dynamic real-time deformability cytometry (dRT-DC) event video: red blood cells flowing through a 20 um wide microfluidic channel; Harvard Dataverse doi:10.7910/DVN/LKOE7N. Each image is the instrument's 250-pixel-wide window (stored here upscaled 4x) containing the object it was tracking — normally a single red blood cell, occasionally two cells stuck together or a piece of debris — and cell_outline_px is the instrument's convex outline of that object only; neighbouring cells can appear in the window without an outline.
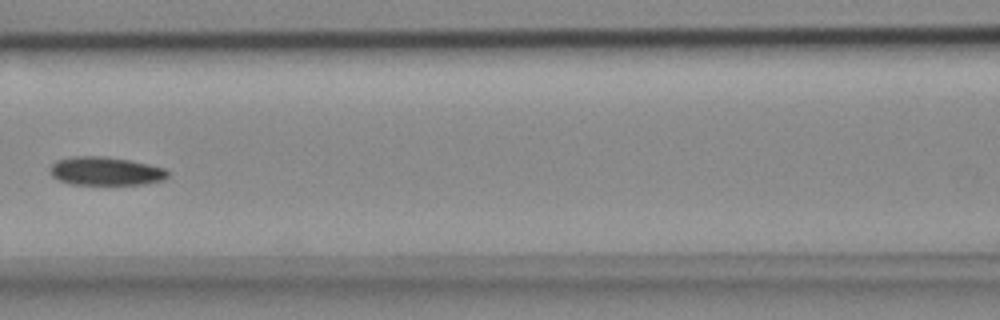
{"species": "common noctule bat (a hibernating species)", "species_latin": "Nyctalus noctula", "temperature_condition": "cold", "stored_images_in_passage": 7, "camera_frame_rate_fps": 3000, "um_per_image_px": 0.085, "animal": {"sex": "female", "body_mass_g": 18.4}, "frame": {"image": 1, "passage_image": 7, "time_ms": 2.0, "image_size_px": [1000, 320], "cell_outline_px": [[168, 176], [164, 180], [144, 184], [72, 184], [60, 180], [52, 176], [48, 172], [48, 168], [56, 160], [72, 156], [100, 156], [128, 160], [148, 164], [164, 168], [168, 172]], "centroid_in_image_um": [8.94, 14.54], "position_along_channel_um": 157.7, "area_um2": 19.48}}